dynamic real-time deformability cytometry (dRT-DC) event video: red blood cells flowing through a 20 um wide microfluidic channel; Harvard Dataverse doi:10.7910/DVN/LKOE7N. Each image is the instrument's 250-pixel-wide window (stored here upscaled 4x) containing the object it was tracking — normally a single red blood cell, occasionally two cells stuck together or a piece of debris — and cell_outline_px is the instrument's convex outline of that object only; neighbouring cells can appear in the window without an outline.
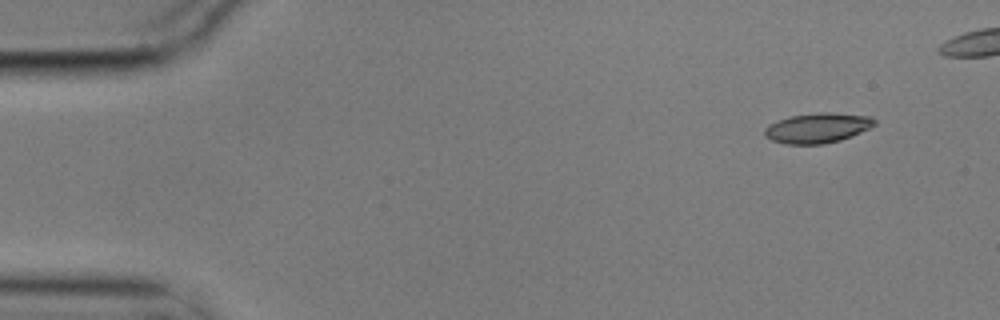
{"species": "common noctule bat (a hibernating species)", "species_latin": "Nyctalus noctula", "temperature_condition": "cold", "stored_images_in_passage": 5, "camera_frame_rate_fps": 3000, "um_per_image_px": 0.085, "animal": {"sex": "male", "body_mass_g": 17.9}, "frame": {"image": 1, "passage_image": 1, "time_ms": 0.0, "image_size_px": [1000, 320], "cell_outline_px": [[876, 124], [852, 136], [840, 140], [824, 144], [784, 144], [772, 140], [764, 136], [764, 128], [768, 124], [776, 120], [792, 116], [820, 112], [828, 112], [872, 116], [876, 120]], "centroid_in_image_um": [69.47, 10.87], "position_along_channel_um": 15.5, "area_um2": 19.31}}